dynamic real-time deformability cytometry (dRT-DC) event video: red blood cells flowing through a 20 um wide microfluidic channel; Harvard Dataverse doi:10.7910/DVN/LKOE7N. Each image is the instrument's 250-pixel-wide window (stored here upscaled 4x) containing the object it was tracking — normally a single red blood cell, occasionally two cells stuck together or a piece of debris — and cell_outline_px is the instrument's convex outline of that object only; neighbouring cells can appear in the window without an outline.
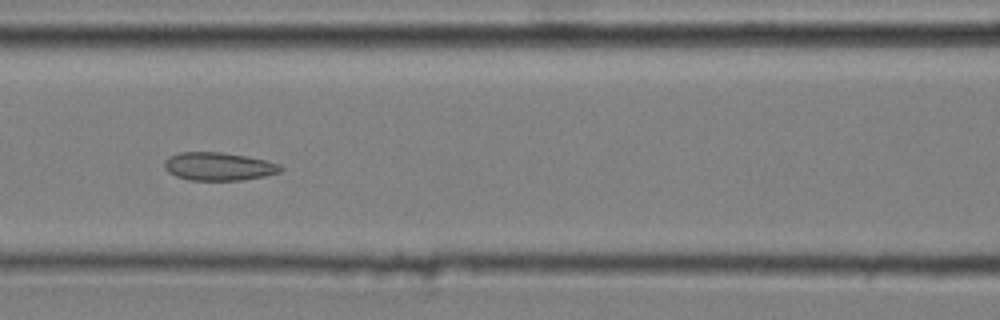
{"species": "common noctule bat (a hibernating species)", "species_latin": "Nyctalus noctula", "temperature_condition": "cold", "stored_images_in_passage": 7, "camera_frame_rate_fps": 3000, "um_per_image_px": 0.085, "animal": {"sex": "male", "body_mass_g": 20.4}, "frame": {"image": 1, "passage_image": 7, "time_ms": 2.0, "image_size_px": [1000, 320], "cell_outline_px": [[284, 168], [280, 172], [264, 176], [244, 180], [188, 180], [176, 176], [168, 172], [164, 168], [164, 160], [168, 156], [180, 152], [220, 152], [248, 156], [280, 164]], "centroid_in_image_um": [18.57, 14.14], "position_along_channel_um": 148.0, "area_um2": 19.19}}